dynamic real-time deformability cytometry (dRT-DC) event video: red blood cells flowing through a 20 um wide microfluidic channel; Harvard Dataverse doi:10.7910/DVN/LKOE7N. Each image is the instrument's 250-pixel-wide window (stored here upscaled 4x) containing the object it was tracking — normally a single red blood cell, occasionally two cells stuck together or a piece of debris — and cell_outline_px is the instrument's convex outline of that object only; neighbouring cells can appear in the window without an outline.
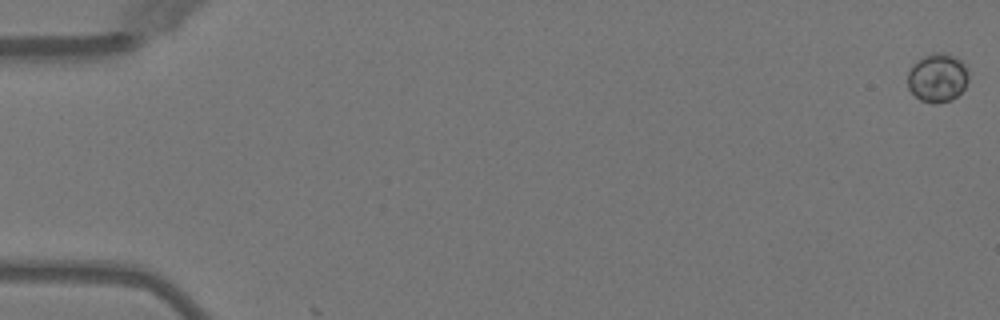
{"species": "Egyptian fruit bat (a non-hibernating species)", "species_latin": "Rousettus aegyptiacus", "temperature_condition": "warm", "stored_images_in_passage": 2, "camera_frame_rate_fps": 3000, "um_per_image_px": 0.085, "animal": {"sex": "female"}, "frame": {"image": 1, "passage_image": 1, "time_ms": 0.0, "image_size_px": [1000, 320], "cell_outline_px": [[968, 80], [964, 88], [952, 100], [936, 104], [920, 100], [908, 88], [908, 72], [912, 64], [924, 56], [932, 52], [948, 52], [960, 60], [964, 64], [968, 72]], "centroid_in_image_um": [79.69, 6.59], "position_along_channel_um": 5.3, "area_um2": 17.4}}